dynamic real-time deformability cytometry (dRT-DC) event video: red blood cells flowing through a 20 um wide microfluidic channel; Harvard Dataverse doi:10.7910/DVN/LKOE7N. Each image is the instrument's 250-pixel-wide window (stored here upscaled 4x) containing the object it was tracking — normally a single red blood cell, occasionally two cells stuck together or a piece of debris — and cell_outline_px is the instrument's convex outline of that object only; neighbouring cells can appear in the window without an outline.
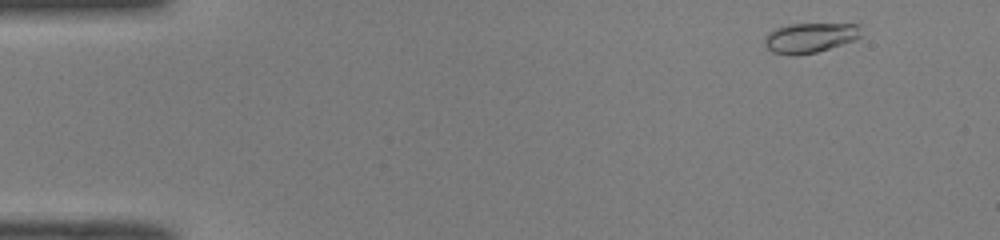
{"species": "common noctule bat (a hibernating species)", "species_latin": "Nyctalus noctula", "temperature_condition": "room temperature", "stored_images_in_passage": 48, "camera_frame_rate_fps": 3000, "um_per_image_px": 0.085, "animal": {"sex": "male", "body_mass_g": 19.0, "forearm_length_mm": 50.8}, "frame": {"image": 1, "passage_image": 2, "time_ms": 0.333, "image_size_px": [1000, 240], "cell_outline_px": [[860, 36], [852, 40], [816, 52], [796, 56], [792, 56], [772, 52], [764, 44], [764, 40], [768, 32], [776, 28], [792, 24], [856, 24]], "centroid_in_image_um": [68.75, 3.22], "position_along_channel_um": 16.3, "area_um2": 16.42}}
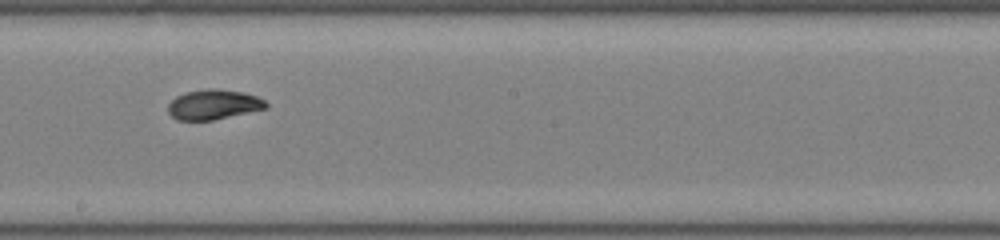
{"frame": {"image": 2, "passage_image": 26, "time_ms": 8.333, "image_size_px": [1000, 240], "cell_outline_px": [[268, 108], [212, 120], [176, 120], [168, 112], [168, 104], [176, 96], [188, 92], [208, 88], [216, 88], [244, 92], [256, 96], [264, 100], [268, 104]], "centroid_in_image_um": [18.16, 8.88], "position_along_channel_um": 230.0, "area_um2": 17.05}}
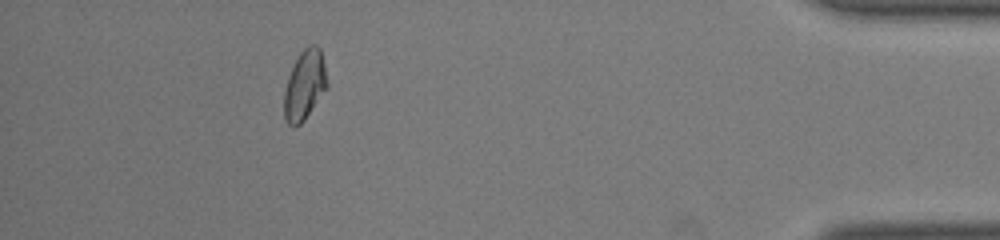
{"frame": {"image": 3, "passage_image": 43, "time_ms": 14.0, "image_size_px": [1000, 240], "cell_outline_px": [[328, 88], [304, 120], [300, 124], [292, 128], [288, 124], [284, 116], [284, 92], [288, 76], [300, 52], [308, 44], [316, 44], [320, 48], [324, 64], [328, 84]], "centroid_in_image_um": [25.9, 7.24], "position_along_channel_um": 409.3, "area_um2": 17.57}, "authors_computed_cell_mechanics": {"area_um2": 16.9643, "velocity_mm_per_s": 4.0833, "shape_relaxation_time_tau1_ms": 2.4836, "shape_relaxation_time_tau2_ms": 2.1073, "deformation_change_tau1": 0.1269, "deformation_change_tau2": 0.0366}}